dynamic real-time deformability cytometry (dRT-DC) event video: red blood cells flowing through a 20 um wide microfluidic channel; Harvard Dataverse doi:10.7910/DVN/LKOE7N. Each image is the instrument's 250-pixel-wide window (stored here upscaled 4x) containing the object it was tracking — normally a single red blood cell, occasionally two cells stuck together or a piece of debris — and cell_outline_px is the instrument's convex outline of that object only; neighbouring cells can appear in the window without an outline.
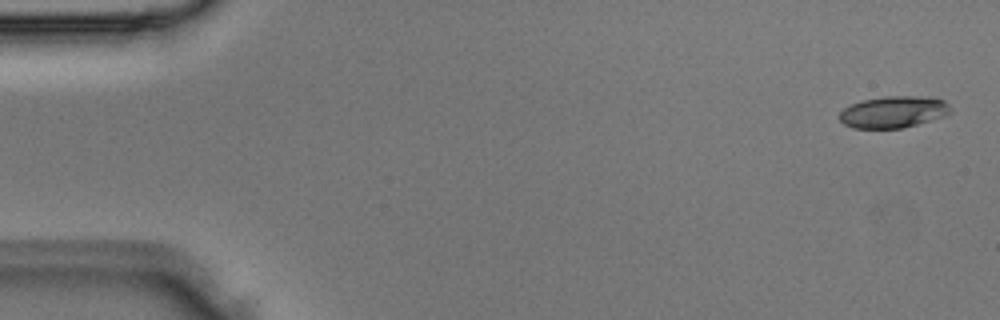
{"species": "Egyptian fruit bat (a non-hibernating species)", "species_latin": "Rousettus aegyptiacus", "temperature_condition": "room temperature", "stored_images_in_passage": 4, "camera_frame_rate_fps": 3000, "um_per_image_px": 0.085, "animal": {"sex": "male"}, "frame": {"image": 1, "passage_image": 1, "time_ms": 0.0, "image_size_px": [1000, 320], "cell_outline_px": [[952, 112], [944, 116], [916, 124], [900, 128], [852, 128], [844, 124], [840, 120], [840, 112], [844, 108], [852, 104], [864, 100], [884, 96], [916, 96], [944, 100], [948, 104]], "centroid_in_image_um": [75.93, 9.52], "position_along_channel_um": 9.1, "area_um2": 20.23}}